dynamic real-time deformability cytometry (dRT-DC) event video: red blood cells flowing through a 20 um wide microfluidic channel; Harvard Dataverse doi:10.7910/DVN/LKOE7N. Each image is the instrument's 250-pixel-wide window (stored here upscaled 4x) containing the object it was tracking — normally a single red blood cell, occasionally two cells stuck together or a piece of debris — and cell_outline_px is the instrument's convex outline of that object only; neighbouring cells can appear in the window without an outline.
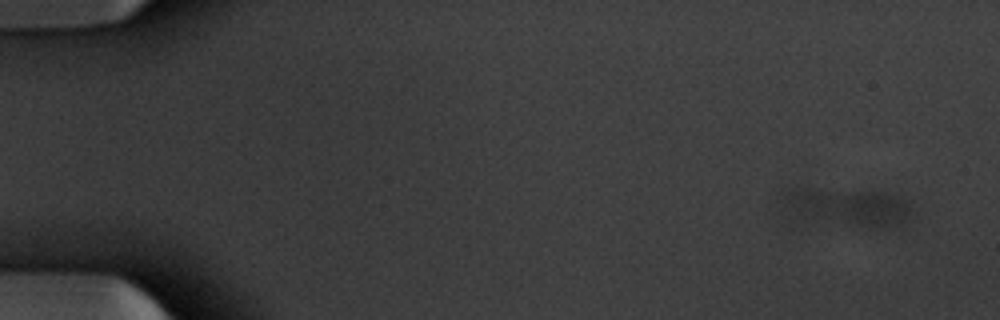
{"species": "common noctule bat (a hibernating species)", "species_latin": "Nyctalus noctula", "temperature_condition": "warm", "stored_images_in_passage": 17, "camera_frame_rate_fps": 3000, "um_per_image_px": 0.085, "animal": {"sex": "male", "body_mass_g": 20.1, "forearm_length_mm": 53.5}, "frame": {"image": 1, "passage_image": 3, "time_ms": 0.667, "image_size_px": [1000, 320], "cell_outline_px": [[912, 216], [900, 228], [868, 228], [784, 220], [776, 196], [780, 192], [788, 188], [808, 188], [880, 192], [912, 200]], "centroid_in_image_um": [71.8, 17.66], "position_along_channel_um": 13.2, "area_um2": 32.02}}